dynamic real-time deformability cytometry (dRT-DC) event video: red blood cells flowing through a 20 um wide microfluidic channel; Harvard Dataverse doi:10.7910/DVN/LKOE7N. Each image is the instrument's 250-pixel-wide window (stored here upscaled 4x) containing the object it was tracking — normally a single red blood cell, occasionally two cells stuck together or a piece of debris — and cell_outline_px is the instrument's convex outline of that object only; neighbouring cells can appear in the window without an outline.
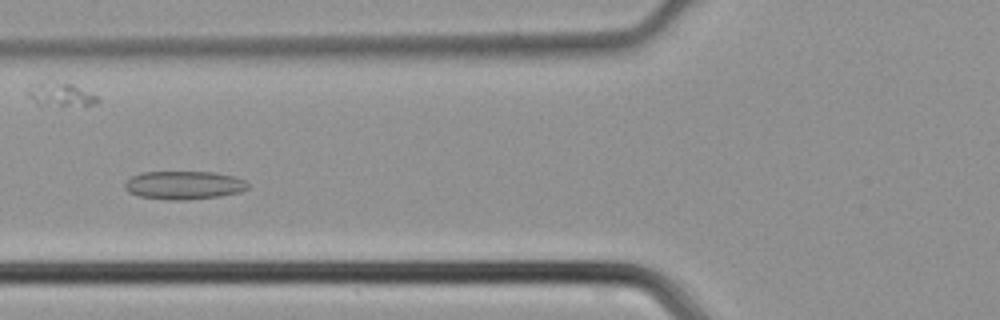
{"species": "common noctule bat (a hibernating species)", "species_latin": "Nyctalus noctula", "temperature_condition": "cold", "stored_images_in_passage": 43, "camera_frame_rate_fps": 3000, "um_per_image_px": 0.085, "animal": {"sex": "male", "body_mass_g": 21.5, "forearm_length_mm": 52.0}, "frame": {"image": 1, "passage_image": 15, "time_ms": 4.667, "image_size_px": [1000, 320], "cell_outline_px": [[248, 188], [240, 192], [220, 196], [188, 200], [172, 200], [140, 196], [128, 192], [124, 188], [124, 184], [132, 176], [140, 172], [212, 172], [236, 176], [244, 180], [248, 184]], "centroid_in_image_um": [15.64, 15.74], "position_along_channel_um": 110.2, "area_um2": 20.35}}
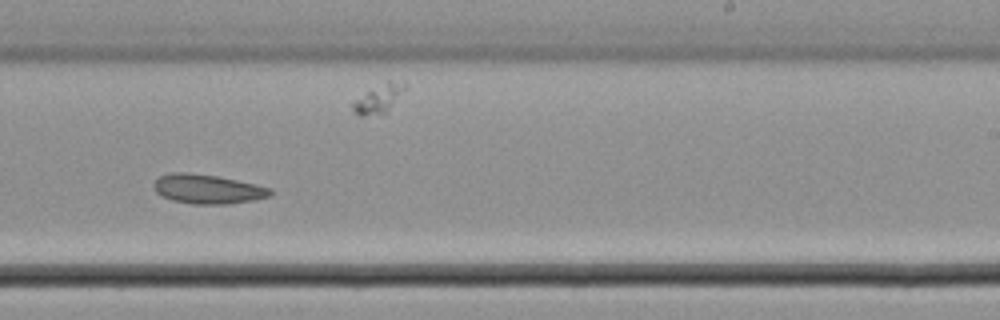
{"frame": {"image": 2, "passage_image": 26, "time_ms": 8.333, "image_size_px": [1000, 320], "cell_outline_px": [[272, 192], [268, 196], [256, 200], [228, 204], [192, 204], [172, 200], [160, 196], [156, 192], [152, 184], [160, 176], [172, 172], [188, 172], [216, 176], [256, 184], [272, 188]], "centroid_in_image_um": [17.63, 16.07], "position_along_channel_um": 271.4, "area_um2": 20.0}}
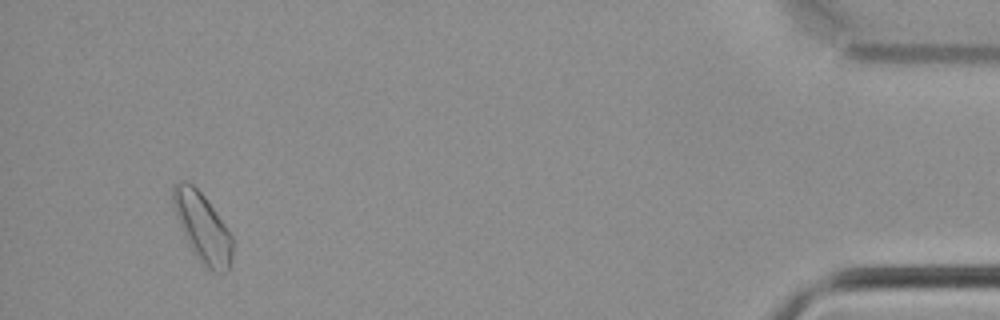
{"frame": {"image": 3, "passage_image": 41, "time_ms": 13.333, "image_size_px": [1000, 320], "cell_outline_px": [[232, 256], [228, 268], [224, 272], [212, 272], [204, 268], [192, 252], [184, 236], [176, 216], [172, 204], [172, 188], [176, 184], [184, 180], [192, 184], [204, 196], [224, 224], [232, 236]], "centroid_in_image_um": [17.19, 19.37], "position_along_channel_um": 418.0, "area_um2": 23.81}}